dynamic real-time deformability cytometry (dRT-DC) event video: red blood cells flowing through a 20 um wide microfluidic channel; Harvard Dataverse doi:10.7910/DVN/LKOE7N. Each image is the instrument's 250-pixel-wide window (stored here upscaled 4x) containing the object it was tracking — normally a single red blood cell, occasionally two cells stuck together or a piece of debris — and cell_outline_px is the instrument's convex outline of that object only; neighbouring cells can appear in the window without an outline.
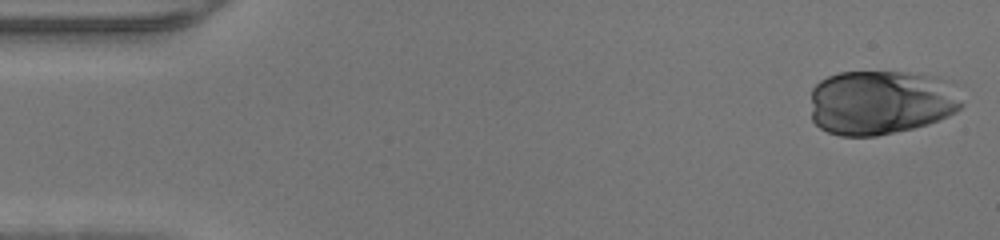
{"species": "human", "species_latin": "Homo sapiens", "temperature_condition": "warm", "stored_images_in_passage": 47, "camera_frame_rate_fps": 3000, "um_per_image_px": 0.085, "donor": {"sex": "male"}, "frame": {"image": 1, "passage_image": 1, "time_ms": 0.0, "image_size_px": [1000, 240], "cell_outline_px": [[964, 104], [956, 112], [940, 120], [928, 124], [912, 128], [876, 136], [840, 136], [828, 132], [820, 128], [812, 120], [812, 88], [820, 80], [828, 76], [840, 72], [908, 72], [924, 76]], "centroid_in_image_um": [74.67, 8.76], "position_along_channel_um": 10.3, "area_um2": 55.08}}
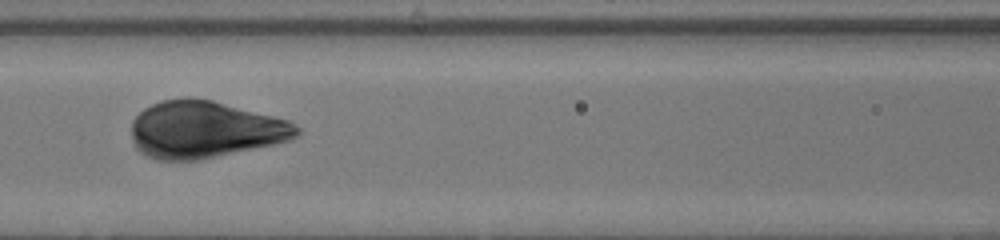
{"frame": {"image": 2, "passage_image": 20, "time_ms": 6.333, "image_size_px": [1000, 240], "cell_outline_px": [[300, 132], [296, 136], [288, 140], [272, 144], [200, 160], [160, 160], [148, 156], [140, 152], [136, 148], [132, 136], [132, 120], [144, 108], [160, 100], [212, 100], [288, 120], [296, 124], [300, 128]], "centroid_in_image_um": [17.4, 11.03], "position_along_channel_um": 149.2, "area_um2": 54.04}}
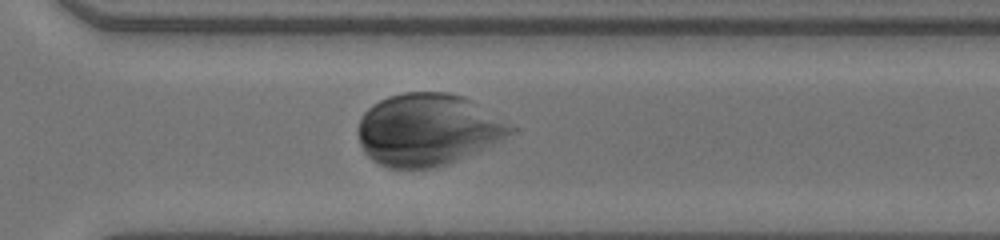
{"frame": {"image": 3, "passage_image": 33, "time_ms": 10.667, "image_size_px": [1000, 240], "cell_outline_px": [[516, 128], [512, 132], [500, 140], [456, 160], [444, 164], [428, 168], [388, 168], [372, 160], [364, 152], [360, 144], [360, 120], [364, 112], [372, 104], [388, 96], [404, 92], [448, 92], [464, 96]], "centroid_in_image_um": [36.32, 11.0], "position_along_channel_um": 334.3, "area_um2": 63.06}}